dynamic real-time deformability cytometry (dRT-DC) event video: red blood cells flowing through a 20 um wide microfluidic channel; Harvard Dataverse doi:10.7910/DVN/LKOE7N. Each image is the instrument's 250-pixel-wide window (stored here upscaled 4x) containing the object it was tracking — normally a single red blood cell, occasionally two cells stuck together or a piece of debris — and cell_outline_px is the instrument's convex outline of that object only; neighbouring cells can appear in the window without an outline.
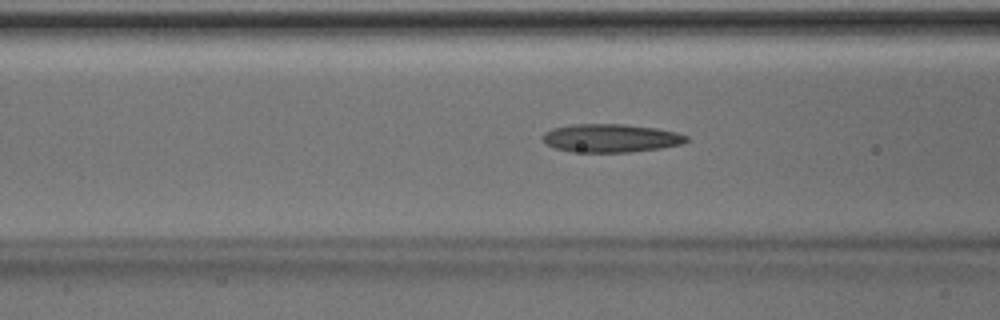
{"species": "Egyptian fruit bat (a non-hibernating species)", "species_latin": "Rousettus aegyptiacus", "temperature_condition": "room temperature", "stored_images_in_passage": 41, "camera_frame_rate_fps": 3000, "um_per_image_px": 0.085, "animal": {"sex": "male"}, "frame": {"image": 1, "passage_image": 10, "time_ms": 3.0, "image_size_px": [1000, 320], "cell_outline_px": [[688, 140], [684, 144], [660, 148], [632, 152], [572, 152], [552, 148], [544, 140], [544, 132], [552, 128], [572, 124], [624, 124], [656, 128], [676, 132], [688, 136]], "centroid_in_image_um": [51.93, 11.74], "position_along_channel_um": 114.7, "area_um2": 23.81}}
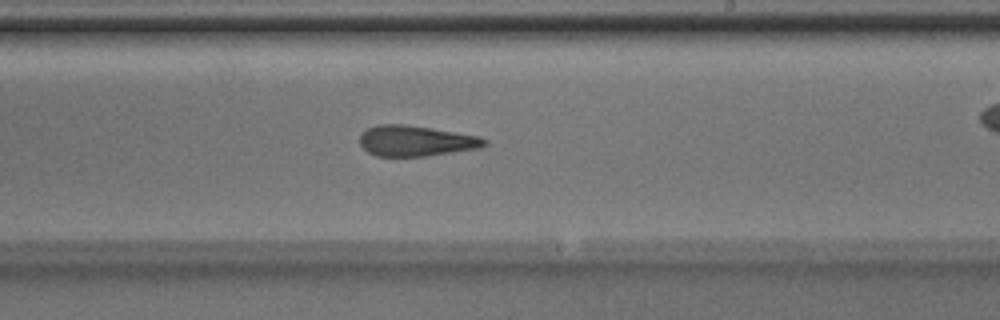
{"frame": {"image": 2, "passage_image": 20, "time_ms": 6.333, "image_size_px": [1000, 320], "cell_outline_px": [[488, 144], [480, 148], [424, 156], [376, 156], [368, 152], [360, 144], [360, 132], [376, 124], [404, 124], [432, 128], [480, 136], [488, 140]], "centroid_in_image_um": [35.35, 11.96], "position_along_channel_um": 253.7, "area_um2": 22.37}}
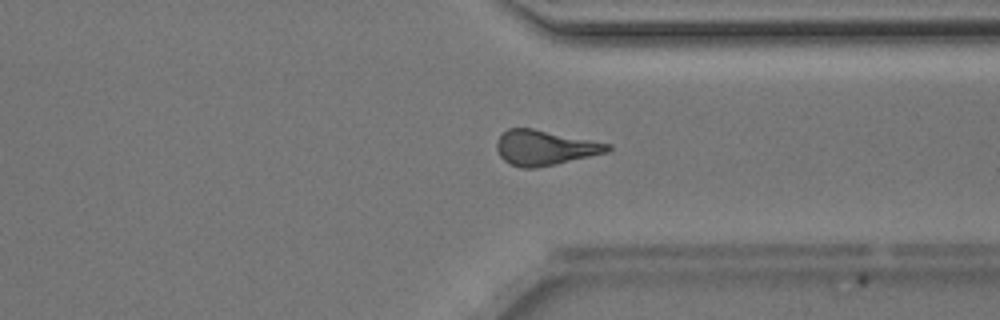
{"frame": {"image": 3, "passage_image": 28, "time_ms": 9.0, "image_size_px": [1000, 320], "cell_outline_px": [[612, 148], [608, 152], [556, 164], [536, 168], [520, 168], [504, 160], [500, 156], [496, 148], [496, 140], [508, 128], [532, 128], [612, 144]], "centroid_in_image_um": [46.31, 12.55], "position_along_channel_um": 365.1, "area_um2": 22.6}, "authors_computed_cell_mechanics": {"area_um2": 22.7154, "velocity_mm_per_s": 4.1769, "shape_relaxation_time_tau1_ms": 10.5136, "shape_relaxation_time_tau2_ms": 3.2691, "deformation_change_tau1": 0.2336, "deformation_change_tau2": 0.1342}}